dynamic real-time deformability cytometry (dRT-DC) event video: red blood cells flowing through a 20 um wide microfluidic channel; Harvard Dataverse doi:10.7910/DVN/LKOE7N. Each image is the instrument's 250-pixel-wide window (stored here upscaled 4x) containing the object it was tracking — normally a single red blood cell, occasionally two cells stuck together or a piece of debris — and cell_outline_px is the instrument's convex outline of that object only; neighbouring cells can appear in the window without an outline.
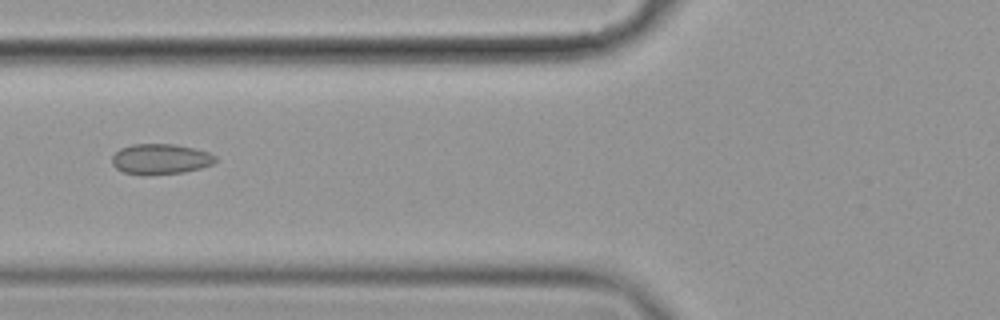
{"species": "common noctule bat (a hibernating species)", "species_latin": "Nyctalus noctula", "temperature_condition": "cold", "stored_images_in_passage": 10, "camera_frame_rate_fps": 3000, "um_per_image_px": 0.085, "animal": {"sex": "female", "body_mass_g": 19.9}, "frame": {"image": 1, "passage_image": 6, "time_ms": 1.667, "image_size_px": [1000, 320], "cell_outline_px": [[216, 160], [212, 164], [200, 168], [184, 172], [144, 176], [124, 172], [116, 168], [112, 164], [112, 156], [120, 148], [132, 144], [176, 144], [208, 152], [216, 156]], "centroid_in_image_um": [13.61, 13.53], "position_along_channel_um": 112.2, "area_um2": 18.44}}
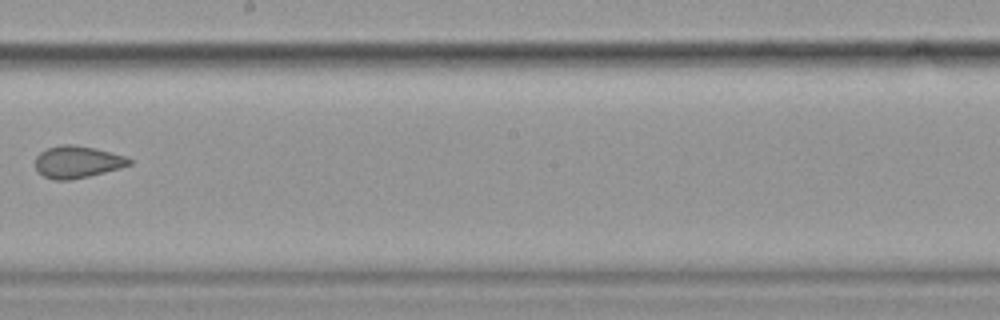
{"frame": {"image": 2, "passage_image": 9, "time_ms": 2.667, "image_size_px": [1000, 320], "cell_outline_px": [[132, 164], [120, 168], [88, 176], [68, 180], [52, 180], [36, 172], [36, 156], [40, 152], [48, 148], [60, 144], [72, 144], [96, 148], [128, 156], [132, 160]], "centroid_in_image_um": [6.58, 13.75], "position_along_channel_um": 241.6, "area_um2": 17.74}}
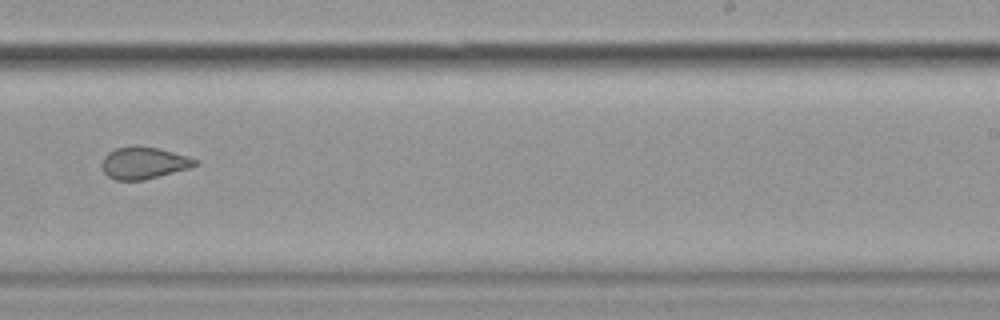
{"frame": {"image": 3, "passage_image": 10, "time_ms": 3.0, "image_size_px": [1000, 320], "cell_outline_px": [[200, 164], [188, 168], [144, 180], [116, 180], [108, 176], [104, 172], [100, 164], [104, 156], [108, 152], [116, 148], [136, 144], [160, 148], [188, 156], [200, 160]], "centroid_in_image_um": [12.22, 13.82], "position_along_channel_um": 276.8, "area_um2": 17.69}}